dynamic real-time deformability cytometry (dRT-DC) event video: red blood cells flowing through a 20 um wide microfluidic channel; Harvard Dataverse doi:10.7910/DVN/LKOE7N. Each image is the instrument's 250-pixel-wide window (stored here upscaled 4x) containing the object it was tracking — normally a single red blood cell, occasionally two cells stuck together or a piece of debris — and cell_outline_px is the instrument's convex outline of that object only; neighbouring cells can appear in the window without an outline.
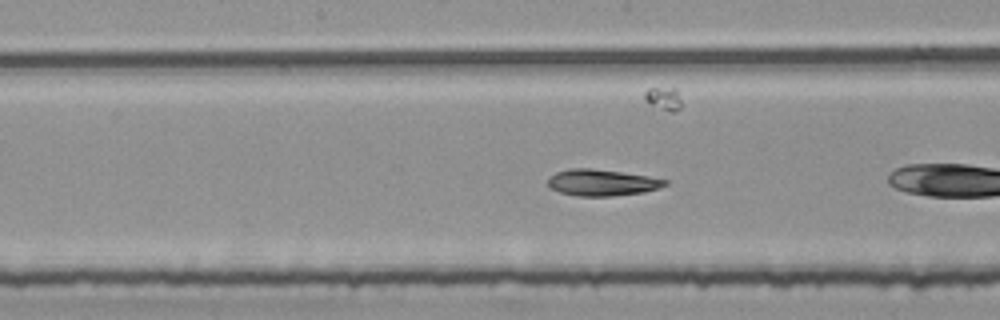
{"species": "common noctule bat (a hibernating species)", "species_latin": "Nyctalus noctula", "temperature_condition": "room temperature", "stored_images_in_passage": 37, "camera_frame_rate_fps": 3000, "um_per_image_px": 0.085, "animal": {"sex": "female", "body_mass_g": 25.1}, "frame": {"image": 1, "passage_image": 11, "time_ms": 3.333, "image_size_px": [1000, 320], "cell_outline_px": [[668, 184], [644, 192], [612, 196], [580, 196], [560, 192], [548, 188], [548, 176], [556, 172], [572, 168], [588, 168], [620, 172], [648, 176], [668, 180]], "centroid_in_image_um": [51.12, 15.52], "position_along_channel_um": 197.1, "area_um2": 17.92}, "authors_computed_cell_mechanics": {"area_um2": 18.207, "velocity_mm_per_s": 3.7518, "shape_relaxation_time_tau1_ms": null, "shape_relaxation_time_tau2_ms": 5.1681, "deformation_change_tau1": null, "deformation_change_tau2": 0.0935}}